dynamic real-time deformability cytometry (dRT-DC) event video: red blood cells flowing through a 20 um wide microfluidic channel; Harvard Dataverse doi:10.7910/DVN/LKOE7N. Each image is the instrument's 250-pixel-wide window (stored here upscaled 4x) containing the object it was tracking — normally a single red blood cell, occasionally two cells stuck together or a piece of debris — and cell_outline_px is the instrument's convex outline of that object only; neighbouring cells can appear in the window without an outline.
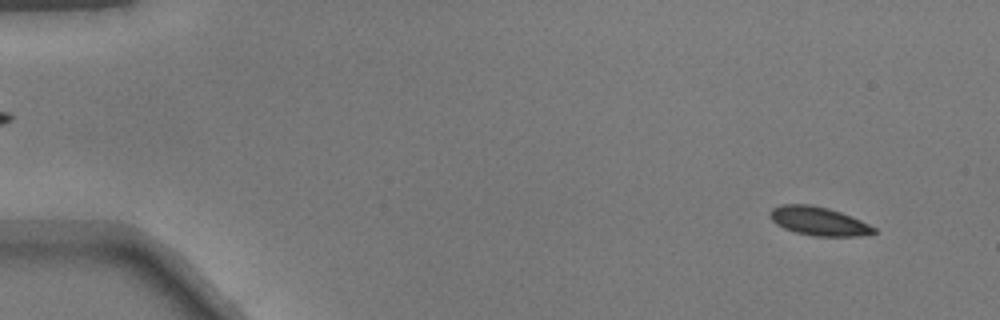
{"species": "common noctule bat (a hibernating species)", "species_latin": "Nyctalus noctula", "temperature_condition": "warm", "stored_images_in_passage": 51, "camera_frame_rate_fps": 3000, "um_per_image_px": 0.085, "animal": {"sex": "male", "body_mass_g": 17.9}, "frame": {"image": 1, "passage_image": 4, "time_ms": 1.0, "image_size_px": [1000, 320], "cell_outline_px": [[876, 232], [860, 236], [816, 236], [796, 232], [784, 228], [776, 224], [768, 216], [768, 212], [772, 208], [780, 204], [812, 204], [828, 208], [840, 212], [860, 220], [876, 228]], "centroid_in_image_um": [69.54, 18.78], "position_along_channel_um": 15.5, "area_um2": 17.34}}
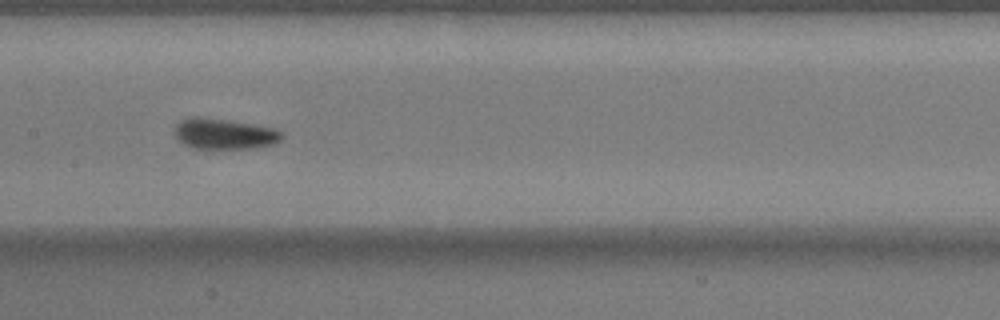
{"frame": {"image": 2, "passage_image": 26, "time_ms": 8.333, "image_size_px": [1000, 320], "cell_outline_px": [[284, 136], [280, 140], [272, 144], [256, 148], [192, 148], [184, 144], [176, 136], [176, 128], [180, 120], [188, 116], [200, 116], [228, 120], [276, 128]], "centroid_in_image_um": [19.07, 11.36], "position_along_channel_um": 188.3, "area_um2": 19.07}}
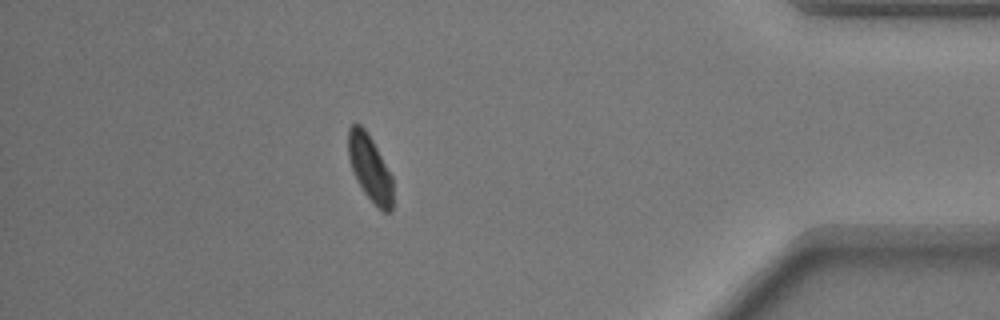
{"frame": {"image": 3, "passage_image": 45, "time_ms": 14.667, "image_size_px": [1000, 320], "cell_outline_px": [[392, 212], [384, 212], [364, 192], [356, 180], [348, 156], [348, 128], [352, 124], [360, 124], [364, 128], [372, 140], [392, 176]], "centroid_in_image_um": [31.43, 14.27], "position_along_channel_um": 403.8, "area_um2": 16.88}}